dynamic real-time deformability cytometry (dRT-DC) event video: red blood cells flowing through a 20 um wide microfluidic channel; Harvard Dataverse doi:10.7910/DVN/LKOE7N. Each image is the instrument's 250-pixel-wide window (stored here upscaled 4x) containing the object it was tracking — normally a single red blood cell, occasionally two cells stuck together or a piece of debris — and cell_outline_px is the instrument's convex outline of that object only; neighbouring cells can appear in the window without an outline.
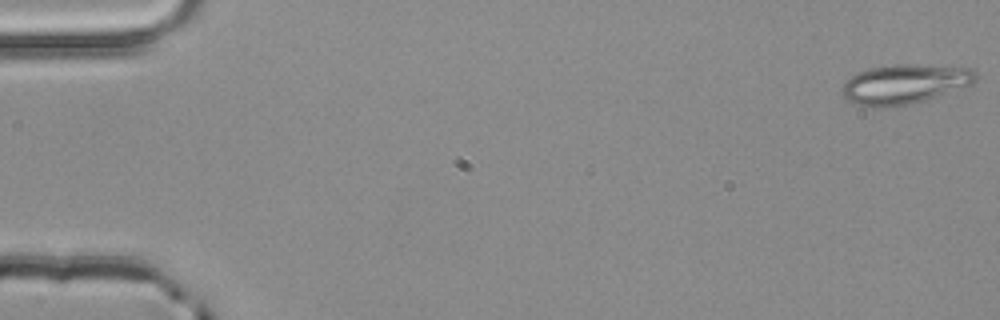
{"species": "common noctule bat (a hibernating species)", "species_latin": "Nyctalus noctula", "temperature_condition": "room temperature", "stored_images_in_passage": 5, "camera_frame_rate_fps": 3000, "um_per_image_px": 0.085, "animal": {"sex": "male", "body_mass_g": 20.4}, "frame": {"image": 1, "passage_image": 1, "time_ms": 0.0, "image_size_px": [1000, 320], "cell_outline_px": [[980, 76], [972, 84], [912, 104], [884, 108], [872, 108], [852, 104], [844, 96], [844, 84], [852, 76], [868, 68], [896, 64], [916, 64], [972, 68]], "centroid_in_image_um": [76.91, 7.15], "position_along_channel_um": 8.1, "area_um2": 30.87}}